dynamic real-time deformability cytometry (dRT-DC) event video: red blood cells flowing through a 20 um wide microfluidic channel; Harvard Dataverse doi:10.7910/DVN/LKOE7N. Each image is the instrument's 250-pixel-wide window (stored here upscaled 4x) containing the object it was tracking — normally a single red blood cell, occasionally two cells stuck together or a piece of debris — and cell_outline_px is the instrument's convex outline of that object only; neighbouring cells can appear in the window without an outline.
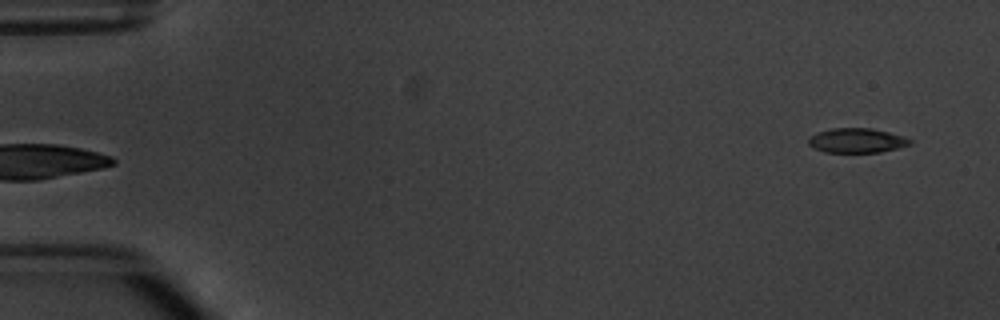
{"species": "common noctule bat (a hibernating species)", "species_latin": "Nyctalus noctula", "temperature_condition": "warm", "stored_images_in_passage": 4, "camera_frame_rate_fps": 3000, "um_per_image_px": 0.085, "animal": {"sex": "male", "body_mass_g": 20.1, "forearm_length_mm": 53.5}, "frame": {"image": 1, "passage_image": 4, "time_ms": 4.333, "image_size_px": [1000, 320], "cell_outline_px": [[912, 144], [880, 152], [824, 152], [812, 148], [808, 144], [808, 136], [816, 132], [832, 128], [872, 128], [888, 132], [912, 140]], "centroid_in_image_um": [72.75, 11.94], "position_along_channel_um": 12.2, "area_um2": 14.57}}